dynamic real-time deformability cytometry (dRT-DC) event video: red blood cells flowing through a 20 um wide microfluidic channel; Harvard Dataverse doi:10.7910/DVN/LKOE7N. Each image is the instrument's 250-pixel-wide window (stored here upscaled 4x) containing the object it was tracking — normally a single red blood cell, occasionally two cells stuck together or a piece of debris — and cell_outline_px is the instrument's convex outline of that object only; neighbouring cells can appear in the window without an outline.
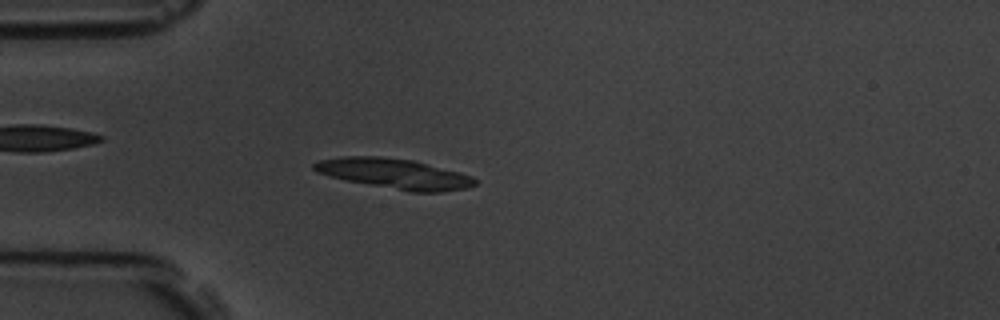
{"species": "common noctule bat (a hibernating species)", "species_latin": "Nyctalus noctula", "temperature_condition": "room temperature", "stored_images_in_passage": 3, "camera_frame_rate_fps": 3000, "um_per_image_px": 0.085, "animal": {"sex": "male", "body_mass_g": 19.5, "forearm_length_mm": 54.6}, "frame": {"image": 1, "passage_image": 3, "time_ms": 2.333, "image_size_px": [1000, 320], "cell_outline_px": [[476, 184], [468, 188], [440, 192], [408, 192], [344, 180], [316, 172], [312, 168], [312, 164], [320, 160], [340, 156], [380, 156], [412, 160], [460, 172], [472, 176], [476, 180]], "centroid_in_image_um": [33.51, 14.77], "position_along_channel_um": 51.5, "area_um2": 28.5}}